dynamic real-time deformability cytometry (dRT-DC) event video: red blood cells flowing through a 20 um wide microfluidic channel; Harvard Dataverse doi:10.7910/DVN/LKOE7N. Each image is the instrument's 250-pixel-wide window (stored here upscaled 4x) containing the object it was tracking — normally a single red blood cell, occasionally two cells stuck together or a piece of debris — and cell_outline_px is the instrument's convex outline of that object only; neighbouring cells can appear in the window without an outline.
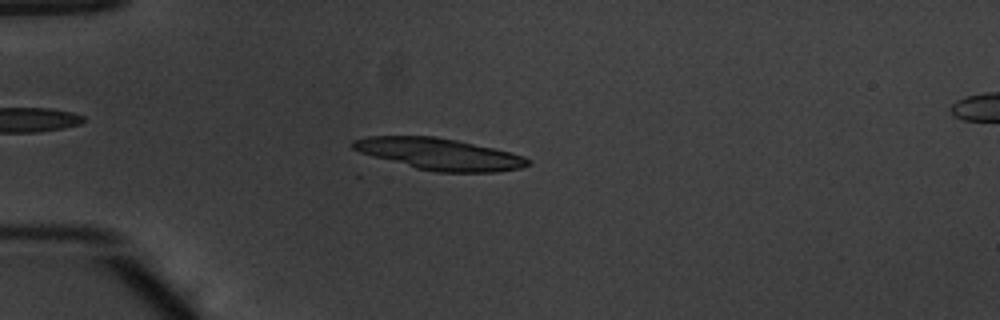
{"species": "common noctule bat (a hibernating species)", "species_latin": "Nyctalus noctula", "temperature_condition": "warm", "stored_images_in_passage": 52, "camera_frame_rate_fps": 3000, "um_per_image_px": 0.085, "animal": {"sex": "male", "body_mass_g": 20.1, "forearm_length_mm": 53.5}, "frame": {"image": 1, "passage_image": 14, "time_ms": 4.333, "image_size_px": [1000, 320], "cell_outline_px": [[532, 164], [520, 168], [496, 172], [436, 172], [416, 168], [372, 156], [360, 152], [352, 148], [348, 144], [352, 140], [368, 136], [436, 136], [456, 140], [512, 152], [524, 156], [532, 160]], "centroid_in_image_um": [37.36, 13.09], "position_along_channel_um": 47.6, "area_um2": 32.37}}